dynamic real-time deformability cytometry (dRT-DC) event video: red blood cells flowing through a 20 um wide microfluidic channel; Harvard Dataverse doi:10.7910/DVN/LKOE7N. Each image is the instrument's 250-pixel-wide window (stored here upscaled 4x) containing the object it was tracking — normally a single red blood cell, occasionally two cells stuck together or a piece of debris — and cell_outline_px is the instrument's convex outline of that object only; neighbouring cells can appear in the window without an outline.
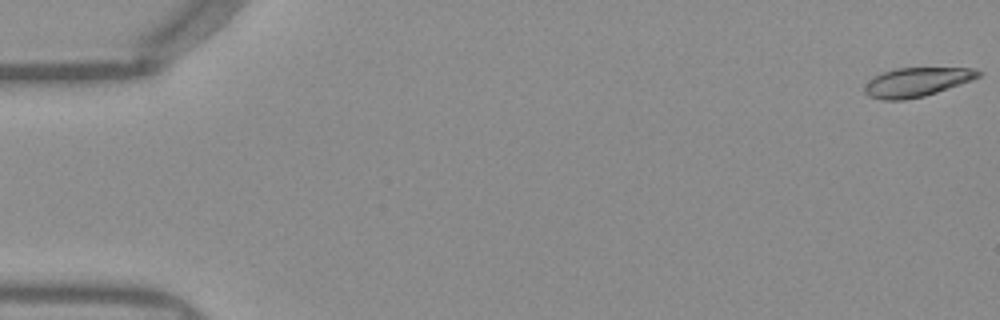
{"species": "Egyptian fruit bat (a non-hibernating species)", "species_latin": "Rousettus aegyptiacus", "temperature_condition": "warm", "stored_images_in_passage": 7, "camera_frame_rate_fps": 3000, "um_per_image_px": 0.085, "frame": {"image": 1, "passage_image": 1, "time_ms": 0.0, "image_size_px": [1000, 320], "cell_outline_px": [[980, 76], [972, 80], [924, 96], [904, 100], [884, 100], [868, 96], [864, 92], [864, 88], [880, 72], [892, 68], [976, 68], [980, 72]], "centroid_in_image_um": [77.92, 6.97], "position_along_channel_um": 7.1, "area_um2": 19.07}}